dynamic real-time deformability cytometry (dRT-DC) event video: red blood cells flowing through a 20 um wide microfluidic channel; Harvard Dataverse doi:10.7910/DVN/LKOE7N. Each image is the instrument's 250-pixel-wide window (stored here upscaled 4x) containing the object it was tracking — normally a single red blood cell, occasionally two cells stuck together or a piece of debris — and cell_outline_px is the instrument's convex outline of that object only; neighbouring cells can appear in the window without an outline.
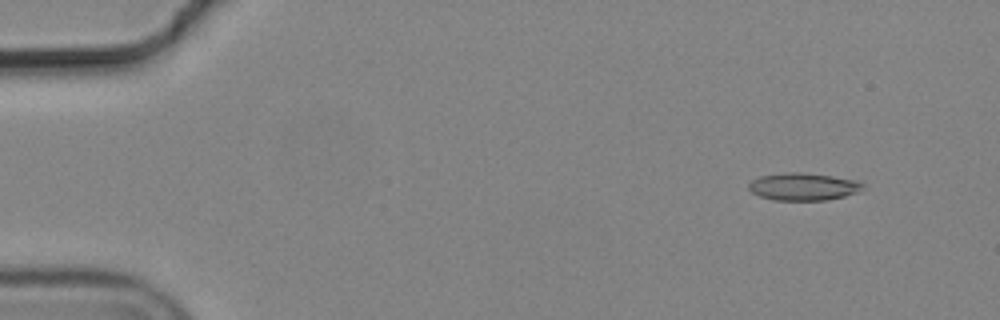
{"species": "common noctule bat (a hibernating species)", "species_latin": "Nyctalus noctula", "temperature_condition": "cold", "stored_images_in_passage": 5, "camera_frame_rate_fps": 3000, "um_per_image_px": 0.085, "animal": {"sex": "male", "body_mass_g": 19.2, "forearm_length_mm": 51.8}, "frame": {"image": 1, "passage_image": 1, "time_ms": 0.0, "image_size_px": [1000, 320], "cell_outline_px": [[864, 184], [856, 192], [844, 196], [828, 200], [772, 200], [760, 196], [752, 192], [748, 188], [748, 184], [752, 180], [760, 176], [784, 172], [800, 172], [832, 176], [856, 180]], "centroid_in_image_um": [68.23, 15.86], "position_along_channel_um": 16.8, "area_um2": 18.15}}
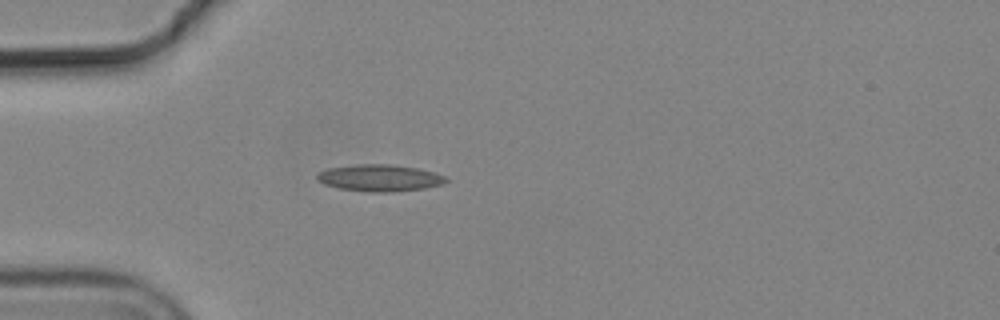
{"frame": {"image": 2, "passage_image": 4, "time_ms": 1.0, "image_size_px": [1000, 320], "cell_outline_px": [[448, 180], [440, 184], [424, 188], [392, 192], [372, 192], [340, 188], [324, 184], [316, 180], [316, 176], [320, 172], [328, 168], [356, 164], [388, 164], [416, 168], [432, 172], [444, 176]], "centroid_in_image_um": [32.22, 15.12], "position_along_channel_um": 52.8, "area_um2": 19.83}}